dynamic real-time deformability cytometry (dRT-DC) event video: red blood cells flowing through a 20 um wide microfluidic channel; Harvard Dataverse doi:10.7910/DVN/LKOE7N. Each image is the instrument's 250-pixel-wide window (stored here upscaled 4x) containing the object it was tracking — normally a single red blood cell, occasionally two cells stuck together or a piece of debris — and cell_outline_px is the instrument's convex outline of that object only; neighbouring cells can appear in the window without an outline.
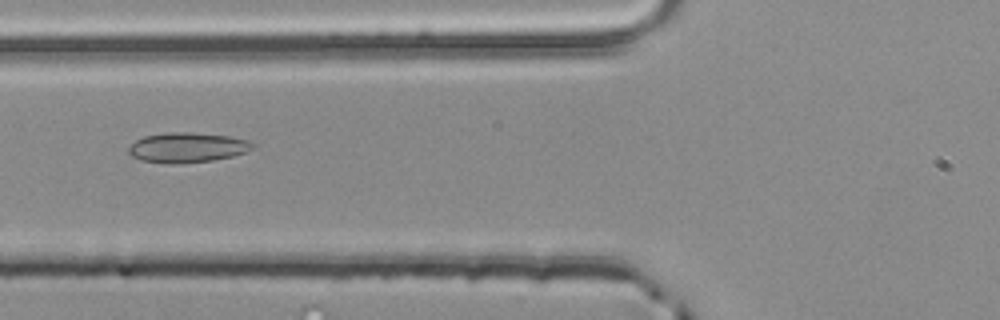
{"species": "common noctule bat (a hibernating species)", "species_latin": "Nyctalus noctula", "temperature_condition": "room temperature", "stored_images_in_passage": 5, "segment_of_instrument_passage": [2, 2], "camera_frame_rate_fps": 3000, "um_per_image_px": 0.085, "animal": {"sex": "male", "body_mass_g": 20.4}, "frame": {"image": 1, "passage_image": 5, "time_ms": 1.333, "image_size_px": [1000, 320], "cell_outline_px": [[256, 144], [252, 148], [244, 152], [232, 156], [212, 160], [176, 164], [172, 164], [140, 160], [132, 156], [128, 152], [128, 148], [136, 140], [144, 136], [168, 132], [192, 132], [228, 136], [248, 140]], "centroid_in_image_um": [15.9, 12.53], "position_along_channel_um": 109.9, "area_um2": 21.56}}